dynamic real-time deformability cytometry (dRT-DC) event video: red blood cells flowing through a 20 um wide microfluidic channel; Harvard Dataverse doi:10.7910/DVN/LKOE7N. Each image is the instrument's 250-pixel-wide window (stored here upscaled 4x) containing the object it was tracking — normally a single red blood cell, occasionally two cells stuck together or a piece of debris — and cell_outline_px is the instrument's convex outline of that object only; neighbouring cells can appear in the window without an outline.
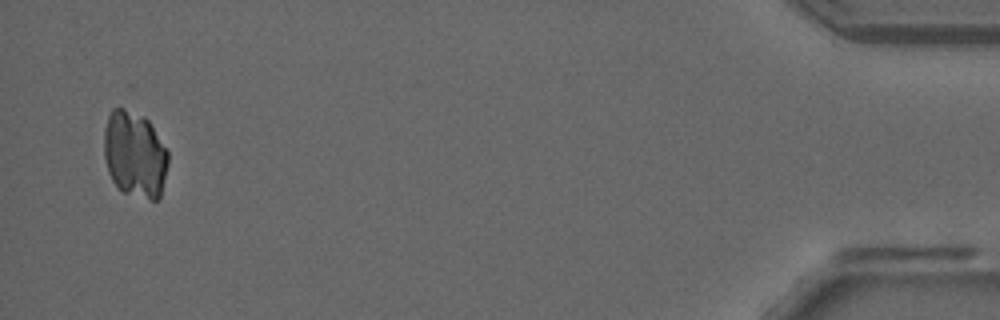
{"species": "common noctule bat (a hibernating species)", "species_latin": "Nyctalus noctula", "temperature_condition": "room temperature", "stored_images_in_passage": 52, "camera_frame_rate_fps": 3000, "um_per_image_px": 0.085, "animal": {"sex": "male", "forearm_length_mm": 52.5}, "frame": {"image": 1, "passage_image": 51, "time_ms": 16.667, "image_size_px": [1000, 320], "cell_outline_px": [[168, 164], [160, 200], [152, 200], [120, 192], [112, 180], [108, 172], [104, 156], [104, 128], [108, 116], [112, 108], [124, 108], [144, 116], [148, 120], [168, 152]], "centroid_in_image_um": [11.44, 13.15], "position_along_channel_um": 423.8, "area_um2": 32.6}}